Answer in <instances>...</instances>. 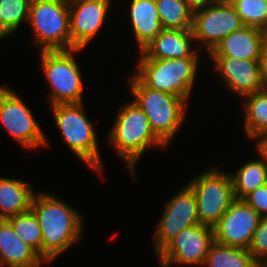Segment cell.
<instances>
[{
	"instance_id": "obj_26",
	"label": "cell",
	"mask_w": 267,
	"mask_h": 267,
	"mask_svg": "<svg viewBox=\"0 0 267 267\" xmlns=\"http://www.w3.org/2000/svg\"><path fill=\"white\" fill-rule=\"evenodd\" d=\"M31 0H0L1 31L8 37L14 34L29 17Z\"/></svg>"
},
{
	"instance_id": "obj_25",
	"label": "cell",
	"mask_w": 267,
	"mask_h": 267,
	"mask_svg": "<svg viewBox=\"0 0 267 267\" xmlns=\"http://www.w3.org/2000/svg\"><path fill=\"white\" fill-rule=\"evenodd\" d=\"M6 220L16 235L42 257V232L34 213L29 210Z\"/></svg>"
},
{
	"instance_id": "obj_30",
	"label": "cell",
	"mask_w": 267,
	"mask_h": 267,
	"mask_svg": "<svg viewBox=\"0 0 267 267\" xmlns=\"http://www.w3.org/2000/svg\"><path fill=\"white\" fill-rule=\"evenodd\" d=\"M261 81L265 89H267V32L262 40L261 53L259 58Z\"/></svg>"
},
{
	"instance_id": "obj_31",
	"label": "cell",
	"mask_w": 267,
	"mask_h": 267,
	"mask_svg": "<svg viewBox=\"0 0 267 267\" xmlns=\"http://www.w3.org/2000/svg\"><path fill=\"white\" fill-rule=\"evenodd\" d=\"M256 142V150H258L267 159V132L258 138V141Z\"/></svg>"
},
{
	"instance_id": "obj_17",
	"label": "cell",
	"mask_w": 267,
	"mask_h": 267,
	"mask_svg": "<svg viewBox=\"0 0 267 267\" xmlns=\"http://www.w3.org/2000/svg\"><path fill=\"white\" fill-rule=\"evenodd\" d=\"M194 42L192 30L163 29L141 52L148 59L200 57Z\"/></svg>"
},
{
	"instance_id": "obj_32",
	"label": "cell",
	"mask_w": 267,
	"mask_h": 267,
	"mask_svg": "<svg viewBox=\"0 0 267 267\" xmlns=\"http://www.w3.org/2000/svg\"><path fill=\"white\" fill-rule=\"evenodd\" d=\"M184 1L193 11L204 8L205 6L211 4L210 0H184Z\"/></svg>"
},
{
	"instance_id": "obj_14",
	"label": "cell",
	"mask_w": 267,
	"mask_h": 267,
	"mask_svg": "<svg viewBox=\"0 0 267 267\" xmlns=\"http://www.w3.org/2000/svg\"><path fill=\"white\" fill-rule=\"evenodd\" d=\"M110 0H69L71 49H84L109 13Z\"/></svg>"
},
{
	"instance_id": "obj_33",
	"label": "cell",
	"mask_w": 267,
	"mask_h": 267,
	"mask_svg": "<svg viewBox=\"0 0 267 267\" xmlns=\"http://www.w3.org/2000/svg\"><path fill=\"white\" fill-rule=\"evenodd\" d=\"M212 4H231L233 0H210Z\"/></svg>"
},
{
	"instance_id": "obj_16",
	"label": "cell",
	"mask_w": 267,
	"mask_h": 267,
	"mask_svg": "<svg viewBox=\"0 0 267 267\" xmlns=\"http://www.w3.org/2000/svg\"><path fill=\"white\" fill-rule=\"evenodd\" d=\"M264 30L243 26L227 35L209 53V57H231L242 60H259Z\"/></svg>"
},
{
	"instance_id": "obj_4",
	"label": "cell",
	"mask_w": 267,
	"mask_h": 267,
	"mask_svg": "<svg viewBox=\"0 0 267 267\" xmlns=\"http://www.w3.org/2000/svg\"><path fill=\"white\" fill-rule=\"evenodd\" d=\"M134 75L148 88L166 92L187 102L195 82L198 57L148 59L140 52Z\"/></svg>"
},
{
	"instance_id": "obj_13",
	"label": "cell",
	"mask_w": 267,
	"mask_h": 267,
	"mask_svg": "<svg viewBox=\"0 0 267 267\" xmlns=\"http://www.w3.org/2000/svg\"><path fill=\"white\" fill-rule=\"evenodd\" d=\"M261 218L243 199H236L213 227L215 242L248 249Z\"/></svg>"
},
{
	"instance_id": "obj_12",
	"label": "cell",
	"mask_w": 267,
	"mask_h": 267,
	"mask_svg": "<svg viewBox=\"0 0 267 267\" xmlns=\"http://www.w3.org/2000/svg\"><path fill=\"white\" fill-rule=\"evenodd\" d=\"M164 213L154 233L157 255L181 230L200 224L197 203L191 188L186 185L165 204Z\"/></svg>"
},
{
	"instance_id": "obj_24",
	"label": "cell",
	"mask_w": 267,
	"mask_h": 267,
	"mask_svg": "<svg viewBox=\"0 0 267 267\" xmlns=\"http://www.w3.org/2000/svg\"><path fill=\"white\" fill-rule=\"evenodd\" d=\"M163 29L191 30L193 10L184 0H155Z\"/></svg>"
},
{
	"instance_id": "obj_27",
	"label": "cell",
	"mask_w": 267,
	"mask_h": 267,
	"mask_svg": "<svg viewBox=\"0 0 267 267\" xmlns=\"http://www.w3.org/2000/svg\"><path fill=\"white\" fill-rule=\"evenodd\" d=\"M244 26H252L267 32V1L233 0L231 3Z\"/></svg>"
},
{
	"instance_id": "obj_21",
	"label": "cell",
	"mask_w": 267,
	"mask_h": 267,
	"mask_svg": "<svg viewBox=\"0 0 267 267\" xmlns=\"http://www.w3.org/2000/svg\"><path fill=\"white\" fill-rule=\"evenodd\" d=\"M260 160H251L232 173L233 190L236 199H243L256 188L267 184V159L257 150Z\"/></svg>"
},
{
	"instance_id": "obj_22",
	"label": "cell",
	"mask_w": 267,
	"mask_h": 267,
	"mask_svg": "<svg viewBox=\"0 0 267 267\" xmlns=\"http://www.w3.org/2000/svg\"><path fill=\"white\" fill-rule=\"evenodd\" d=\"M244 98V128L254 141L267 132V89L249 94ZM246 99V100H245Z\"/></svg>"
},
{
	"instance_id": "obj_19",
	"label": "cell",
	"mask_w": 267,
	"mask_h": 267,
	"mask_svg": "<svg viewBox=\"0 0 267 267\" xmlns=\"http://www.w3.org/2000/svg\"><path fill=\"white\" fill-rule=\"evenodd\" d=\"M129 13L137 44L142 51L163 30L155 0H132Z\"/></svg>"
},
{
	"instance_id": "obj_5",
	"label": "cell",
	"mask_w": 267,
	"mask_h": 267,
	"mask_svg": "<svg viewBox=\"0 0 267 267\" xmlns=\"http://www.w3.org/2000/svg\"><path fill=\"white\" fill-rule=\"evenodd\" d=\"M82 103L56 104L52 106L56 128L72 152L98 173L102 171L96 132L90 119L84 114Z\"/></svg>"
},
{
	"instance_id": "obj_2",
	"label": "cell",
	"mask_w": 267,
	"mask_h": 267,
	"mask_svg": "<svg viewBox=\"0 0 267 267\" xmlns=\"http://www.w3.org/2000/svg\"><path fill=\"white\" fill-rule=\"evenodd\" d=\"M108 140L118 155L126 162V167L131 170L134 178L138 159L147 148H152V146L166 147L154 134L145 113L134 101L127 103L120 109Z\"/></svg>"
},
{
	"instance_id": "obj_11",
	"label": "cell",
	"mask_w": 267,
	"mask_h": 267,
	"mask_svg": "<svg viewBox=\"0 0 267 267\" xmlns=\"http://www.w3.org/2000/svg\"><path fill=\"white\" fill-rule=\"evenodd\" d=\"M239 15L231 4H209L193 12L192 33L209 54L230 33L242 28Z\"/></svg>"
},
{
	"instance_id": "obj_23",
	"label": "cell",
	"mask_w": 267,
	"mask_h": 267,
	"mask_svg": "<svg viewBox=\"0 0 267 267\" xmlns=\"http://www.w3.org/2000/svg\"><path fill=\"white\" fill-rule=\"evenodd\" d=\"M205 267H260L248 249L225 246L214 242L203 264Z\"/></svg>"
},
{
	"instance_id": "obj_3",
	"label": "cell",
	"mask_w": 267,
	"mask_h": 267,
	"mask_svg": "<svg viewBox=\"0 0 267 267\" xmlns=\"http://www.w3.org/2000/svg\"><path fill=\"white\" fill-rule=\"evenodd\" d=\"M130 81L134 102L145 113L154 134L167 146L184 122L188 102L181 97L146 87L135 75Z\"/></svg>"
},
{
	"instance_id": "obj_20",
	"label": "cell",
	"mask_w": 267,
	"mask_h": 267,
	"mask_svg": "<svg viewBox=\"0 0 267 267\" xmlns=\"http://www.w3.org/2000/svg\"><path fill=\"white\" fill-rule=\"evenodd\" d=\"M32 184L0 177V219H8L30 210Z\"/></svg>"
},
{
	"instance_id": "obj_34",
	"label": "cell",
	"mask_w": 267,
	"mask_h": 267,
	"mask_svg": "<svg viewBox=\"0 0 267 267\" xmlns=\"http://www.w3.org/2000/svg\"><path fill=\"white\" fill-rule=\"evenodd\" d=\"M6 37V35L0 30V39Z\"/></svg>"
},
{
	"instance_id": "obj_28",
	"label": "cell",
	"mask_w": 267,
	"mask_h": 267,
	"mask_svg": "<svg viewBox=\"0 0 267 267\" xmlns=\"http://www.w3.org/2000/svg\"><path fill=\"white\" fill-rule=\"evenodd\" d=\"M248 251L260 267H267V217L260 219Z\"/></svg>"
},
{
	"instance_id": "obj_18",
	"label": "cell",
	"mask_w": 267,
	"mask_h": 267,
	"mask_svg": "<svg viewBox=\"0 0 267 267\" xmlns=\"http://www.w3.org/2000/svg\"><path fill=\"white\" fill-rule=\"evenodd\" d=\"M43 258L14 232L6 219H0V267H40Z\"/></svg>"
},
{
	"instance_id": "obj_7",
	"label": "cell",
	"mask_w": 267,
	"mask_h": 267,
	"mask_svg": "<svg viewBox=\"0 0 267 267\" xmlns=\"http://www.w3.org/2000/svg\"><path fill=\"white\" fill-rule=\"evenodd\" d=\"M82 49L40 51L41 64L51 87V105L82 103L83 81L75 58Z\"/></svg>"
},
{
	"instance_id": "obj_9",
	"label": "cell",
	"mask_w": 267,
	"mask_h": 267,
	"mask_svg": "<svg viewBox=\"0 0 267 267\" xmlns=\"http://www.w3.org/2000/svg\"><path fill=\"white\" fill-rule=\"evenodd\" d=\"M0 122L20 145L33 150L49 146L31 109L11 88L0 86Z\"/></svg>"
},
{
	"instance_id": "obj_29",
	"label": "cell",
	"mask_w": 267,
	"mask_h": 267,
	"mask_svg": "<svg viewBox=\"0 0 267 267\" xmlns=\"http://www.w3.org/2000/svg\"><path fill=\"white\" fill-rule=\"evenodd\" d=\"M243 200L261 217H267V184L251 191Z\"/></svg>"
},
{
	"instance_id": "obj_8",
	"label": "cell",
	"mask_w": 267,
	"mask_h": 267,
	"mask_svg": "<svg viewBox=\"0 0 267 267\" xmlns=\"http://www.w3.org/2000/svg\"><path fill=\"white\" fill-rule=\"evenodd\" d=\"M197 203L200 224L214 227L236 200L232 178L217 167L202 172L187 184Z\"/></svg>"
},
{
	"instance_id": "obj_1",
	"label": "cell",
	"mask_w": 267,
	"mask_h": 267,
	"mask_svg": "<svg viewBox=\"0 0 267 267\" xmlns=\"http://www.w3.org/2000/svg\"><path fill=\"white\" fill-rule=\"evenodd\" d=\"M30 210L42 232V258L45 263H50L81 239V214L63 200L46 192L34 194Z\"/></svg>"
},
{
	"instance_id": "obj_15",
	"label": "cell",
	"mask_w": 267,
	"mask_h": 267,
	"mask_svg": "<svg viewBox=\"0 0 267 267\" xmlns=\"http://www.w3.org/2000/svg\"><path fill=\"white\" fill-rule=\"evenodd\" d=\"M215 69L225 82L228 90L244 97L264 88L259 60H242L231 57H211Z\"/></svg>"
},
{
	"instance_id": "obj_6",
	"label": "cell",
	"mask_w": 267,
	"mask_h": 267,
	"mask_svg": "<svg viewBox=\"0 0 267 267\" xmlns=\"http://www.w3.org/2000/svg\"><path fill=\"white\" fill-rule=\"evenodd\" d=\"M28 22L40 51L71 50L69 0H31Z\"/></svg>"
},
{
	"instance_id": "obj_10",
	"label": "cell",
	"mask_w": 267,
	"mask_h": 267,
	"mask_svg": "<svg viewBox=\"0 0 267 267\" xmlns=\"http://www.w3.org/2000/svg\"><path fill=\"white\" fill-rule=\"evenodd\" d=\"M215 242L213 227L198 224L181 230L158 254L161 267L171 264L201 266Z\"/></svg>"
}]
</instances>
